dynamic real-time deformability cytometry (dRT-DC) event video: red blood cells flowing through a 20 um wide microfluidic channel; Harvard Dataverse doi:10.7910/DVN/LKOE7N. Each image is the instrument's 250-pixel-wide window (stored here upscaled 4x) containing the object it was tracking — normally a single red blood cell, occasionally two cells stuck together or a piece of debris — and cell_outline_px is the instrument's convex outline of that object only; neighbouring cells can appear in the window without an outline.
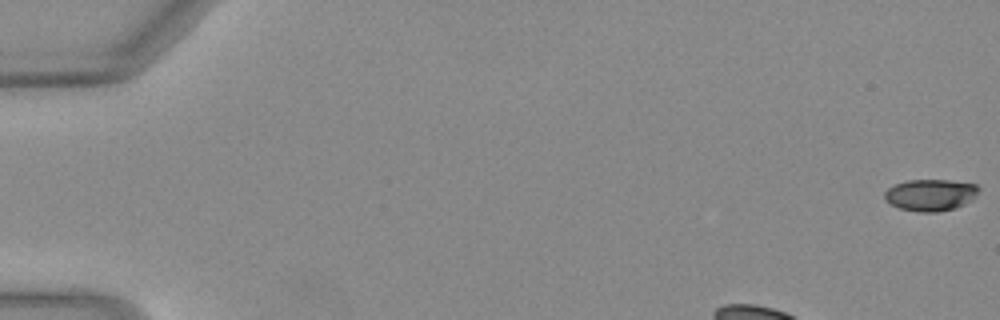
{"species": "Egyptian fruit bat (a non-hibernating species)", "species_latin": "Rousettus aegyptiacus", "temperature_condition": "warm", "stored_images_in_passage": 42, "camera_frame_rate_fps": 3000, "um_per_image_px": 0.085, "animal": {"sex": "female"}, "frame": {"image": 1, "passage_image": 1, "time_ms": 0.0, "image_size_px": [1000, 320], "cell_outline_px": [[980, 188], [976, 196], [964, 204], [956, 208], [936, 212], [920, 212], [900, 208], [884, 200], [884, 192], [888, 188], [896, 184], [908, 180], [948, 180], [976, 184]], "centroid_in_image_um": [79.1, 16.57], "position_along_channel_um": 5.9, "area_um2": 17.34}}
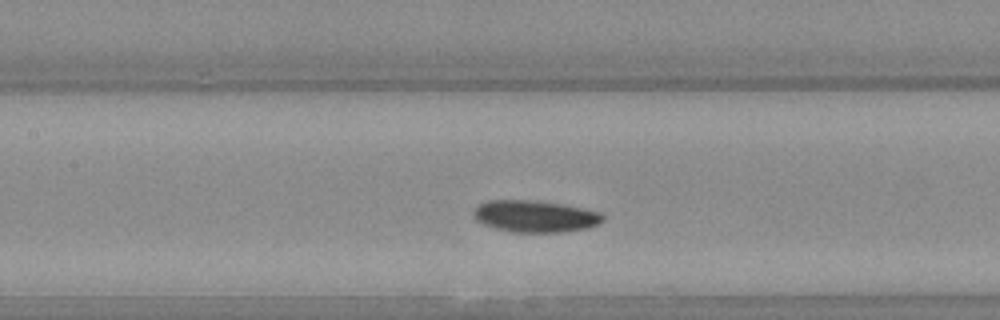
{"frame": {"image": 2, "passage_image": 20, "time_ms": 6.333, "image_size_px": [1000, 320], "cell_outline_px": [[604, 220], [588, 228], [564, 232], [512, 232], [480, 224], [472, 216], [472, 212], [480, 204], [488, 200], [532, 200], [560, 204], [600, 212], [604, 216]], "centroid_in_image_um": [45.44, 18.39], "position_along_channel_um": 162.0, "area_um2": 23.93}}
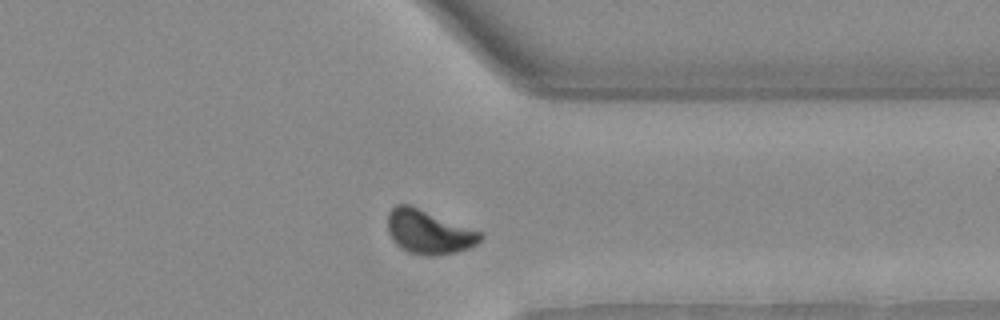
{"frame": {"image": 3, "passage_image": 36, "time_ms": 11.667, "image_size_px": [1000, 320], "cell_outline_px": [[484, 240], [468, 248], [456, 252], [432, 256], [428, 256], [408, 252], [400, 248], [392, 240], [388, 232], [388, 212], [396, 204], [408, 204], [484, 232]], "centroid_in_image_um": [36.47, 19.72], "position_along_channel_um": 374.9, "area_um2": 23.99}, "authors_computed_cell_mechanics": {"area_um2": 23.7269, "velocity_mm_per_s": 4.0399, "shape_relaxation_time_tau1_ms": 3.0019, "shape_relaxation_time_tau2_ms": null, "deformation_change_tau1": 0.0961, "deformation_change_tau2": null}}